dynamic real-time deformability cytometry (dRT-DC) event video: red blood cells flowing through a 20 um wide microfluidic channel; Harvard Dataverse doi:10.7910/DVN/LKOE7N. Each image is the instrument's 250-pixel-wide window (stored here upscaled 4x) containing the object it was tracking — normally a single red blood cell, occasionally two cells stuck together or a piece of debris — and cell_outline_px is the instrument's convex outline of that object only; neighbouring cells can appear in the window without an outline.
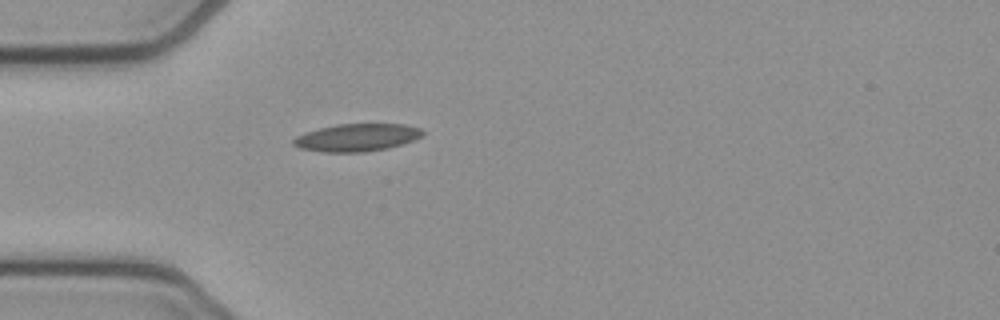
{"species": "common noctule bat (a hibernating species)", "species_latin": "Nyctalus noctula", "temperature_condition": "cold", "stored_images_in_passage": 5, "camera_frame_rate_fps": 3000, "um_per_image_px": 0.085, "animal": {"sex": "female", "body_mass_g": 21.9}, "frame": {"image": 1, "passage_image": 1, "time_ms": 0.0, "image_size_px": [1000, 320], "cell_outline_px": [[424, 132], [416, 140], [388, 148], [364, 152], [324, 152], [300, 148], [292, 144], [292, 140], [296, 136], [304, 132], [336, 124], [404, 124], [420, 128]], "centroid_in_image_um": [30.32, 11.69], "position_along_channel_um": 54.7, "area_um2": 20.81}}
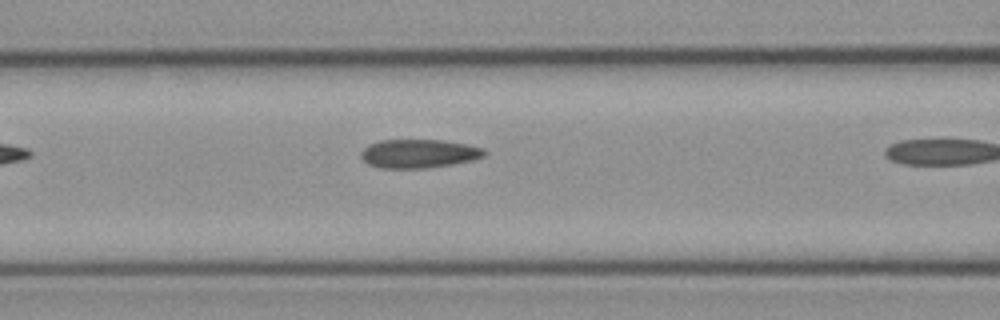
{"frame": {"image": 2, "passage_image": 4, "time_ms": 1.0, "image_size_px": [1000, 320], "cell_outline_px": [[488, 152], [484, 156], [472, 160], [452, 164], [428, 168], [380, 168], [368, 164], [360, 156], [360, 152], [368, 144], [380, 140], [444, 140], [484, 148]], "centroid_in_image_um": [35.58, 13.05], "position_along_channel_um": 131.0, "area_um2": 20.69}}